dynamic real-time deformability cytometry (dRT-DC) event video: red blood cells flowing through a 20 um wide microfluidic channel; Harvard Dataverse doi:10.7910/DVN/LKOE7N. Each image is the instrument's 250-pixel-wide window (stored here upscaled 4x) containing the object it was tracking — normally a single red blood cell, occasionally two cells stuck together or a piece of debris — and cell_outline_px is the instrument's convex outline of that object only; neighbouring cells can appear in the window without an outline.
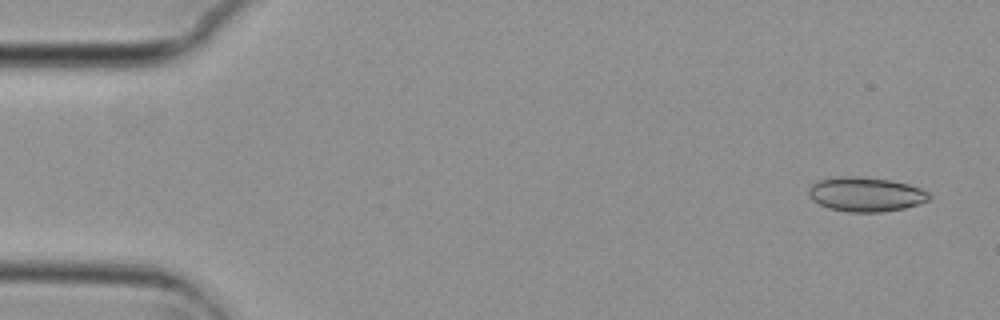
{"species": "common noctule bat (a hibernating species)", "species_latin": "Nyctalus noctula", "temperature_condition": "cold", "stored_images_in_passage": 15, "camera_frame_rate_fps": 3000, "um_per_image_px": 0.085, "animal": {"sex": "female", "body_mass_g": 29.2, "forearm_length_mm": 56.3}, "frame": {"image": 1, "passage_image": 3, "time_ms": 0.667, "image_size_px": [1000, 320], "cell_outline_px": [[932, 196], [928, 200], [904, 208], [884, 212], [848, 212], [828, 208], [812, 200], [808, 196], [808, 188], [816, 180], [840, 176], [856, 176], [892, 180], [908, 184], [920, 188], [928, 192]], "centroid_in_image_um": [73.55, 16.51], "position_along_channel_um": 11.4, "area_um2": 24.33}}